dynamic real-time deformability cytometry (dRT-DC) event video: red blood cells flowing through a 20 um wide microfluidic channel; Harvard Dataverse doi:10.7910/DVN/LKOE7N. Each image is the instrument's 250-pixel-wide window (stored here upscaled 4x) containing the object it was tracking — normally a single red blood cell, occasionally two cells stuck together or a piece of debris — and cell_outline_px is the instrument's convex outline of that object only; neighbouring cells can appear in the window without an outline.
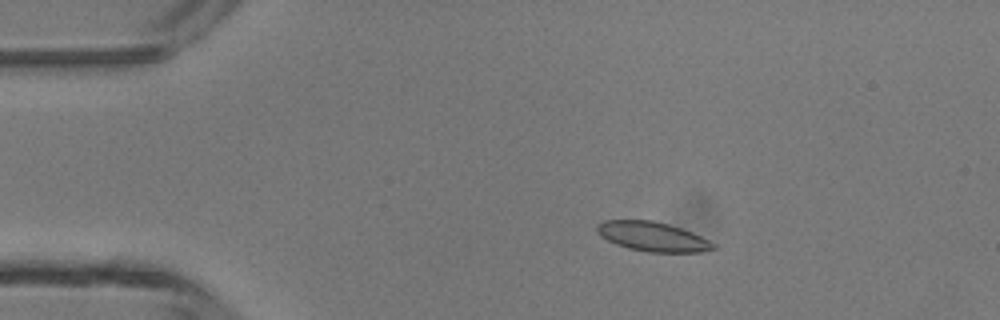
{"species": "common noctule bat (a hibernating species)", "species_latin": "Nyctalus noctula", "temperature_condition": "room temperature", "stored_images_in_passage": 16, "camera_frame_rate_fps": 3000, "um_per_image_px": 0.085, "animal": {"sex": "male", "body_mass_g": 13.3}, "frame": {"image": 1, "passage_image": 8, "time_ms": 2.333, "image_size_px": [1000, 320], "cell_outline_px": [[716, 248], [700, 252], [648, 252], [628, 248], [616, 244], [600, 236], [596, 232], [596, 224], [604, 220], [652, 220], [668, 224], [692, 232], [716, 244]], "centroid_in_image_um": [55.44, 20.11], "position_along_channel_um": 29.6, "area_um2": 19.94}}